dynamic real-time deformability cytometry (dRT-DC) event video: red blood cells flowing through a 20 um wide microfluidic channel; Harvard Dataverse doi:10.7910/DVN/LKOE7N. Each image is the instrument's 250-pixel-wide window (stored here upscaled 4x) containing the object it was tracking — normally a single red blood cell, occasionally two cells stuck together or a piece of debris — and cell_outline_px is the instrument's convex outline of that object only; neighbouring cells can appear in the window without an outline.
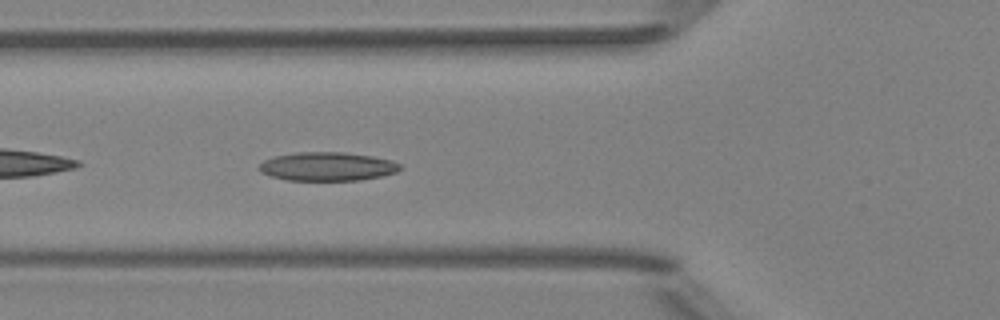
{"species": "Egyptian fruit bat (a non-hibernating species)", "species_latin": "Rousettus aegyptiacus", "temperature_condition": "room temperature", "stored_images_in_passage": 4, "camera_frame_rate_fps": 3000, "um_per_image_px": 0.085, "animal": {"sex": "female"}, "frame": {"image": 1, "passage_image": 4, "time_ms": 4.0, "image_size_px": [1000, 320], "cell_outline_px": [[400, 168], [396, 172], [380, 176], [360, 180], [288, 180], [272, 176], [260, 172], [260, 164], [264, 160], [276, 156], [296, 152], [344, 152], [372, 156], [392, 160], [400, 164]], "centroid_in_image_um": [27.83, 14.14], "position_along_channel_um": 98.0, "area_um2": 23.35}}